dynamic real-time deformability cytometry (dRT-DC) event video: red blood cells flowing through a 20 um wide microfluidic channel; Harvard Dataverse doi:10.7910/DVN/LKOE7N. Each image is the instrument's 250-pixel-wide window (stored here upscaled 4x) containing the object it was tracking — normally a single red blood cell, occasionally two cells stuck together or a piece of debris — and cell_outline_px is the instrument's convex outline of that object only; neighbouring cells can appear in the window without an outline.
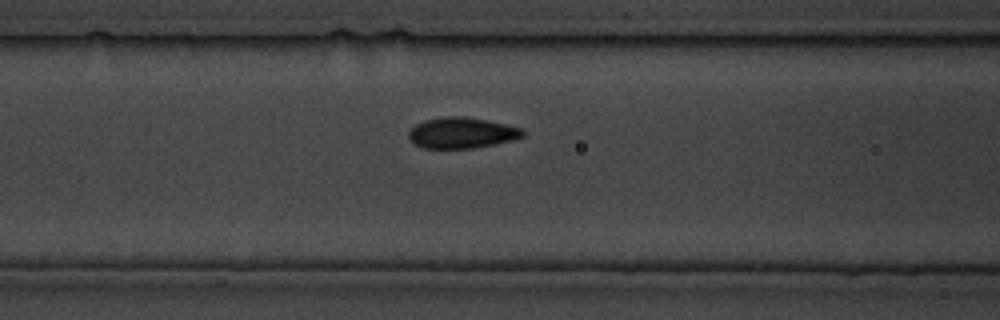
{"species": "common noctule bat (a hibernating species)", "species_latin": "Nyctalus noctula", "temperature_condition": "cold", "stored_images_in_passage": 16, "segment_of_instrument_passage": [1, 2], "camera_frame_rate_fps": 3000, "um_per_image_px": 0.085, "animal": {"sex": "male", "body_mass_g": 19.5, "forearm_length_mm": 54.6}, "frame": {"image": 1, "passage_image": 10, "time_ms": 11.333, "image_size_px": [1000, 320], "cell_outline_px": [[524, 136], [512, 140], [496, 144], [472, 148], [420, 148], [408, 136], [408, 132], [416, 124], [424, 120], [448, 116], [460, 116], [484, 120], [524, 128]], "centroid_in_image_um": [39.25, 11.3], "position_along_channel_um": 127.3, "area_um2": 20.35}}
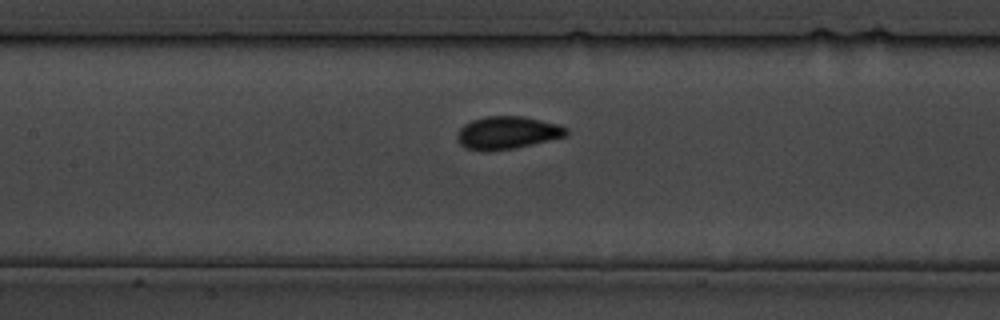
{"frame": {"image": 2, "passage_image": 12, "time_ms": 13.667, "image_size_px": [1000, 320], "cell_outline_px": [[568, 136], [516, 148], [488, 152], [480, 152], [464, 148], [460, 144], [456, 136], [460, 128], [464, 124], [472, 120], [484, 116], [524, 116], [556, 124], [568, 128]], "centroid_in_image_um": [43.09, 11.3], "position_along_channel_um": 164.3, "area_um2": 21.15}}
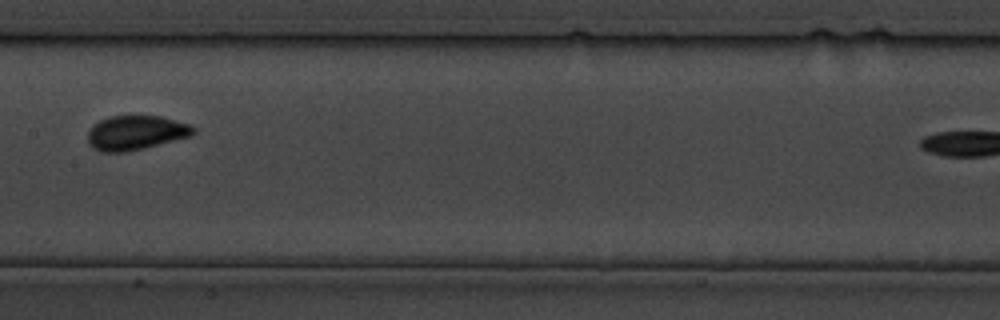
{"frame": {"image": 3, "passage_image": 14, "time_ms": 15.667, "image_size_px": [1000, 320], "cell_outline_px": [[196, 132], [192, 136], [144, 148], [124, 152], [100, 152], [92, 148], [88, 144], [88, 132], [92, 124], [108, 116], [160, 116], [192, 124], [196, 128]], "centroid_in_image_um": [11.55, 11.28], "position_along_channel_um": 195.8, "area_um2": 21.5}}